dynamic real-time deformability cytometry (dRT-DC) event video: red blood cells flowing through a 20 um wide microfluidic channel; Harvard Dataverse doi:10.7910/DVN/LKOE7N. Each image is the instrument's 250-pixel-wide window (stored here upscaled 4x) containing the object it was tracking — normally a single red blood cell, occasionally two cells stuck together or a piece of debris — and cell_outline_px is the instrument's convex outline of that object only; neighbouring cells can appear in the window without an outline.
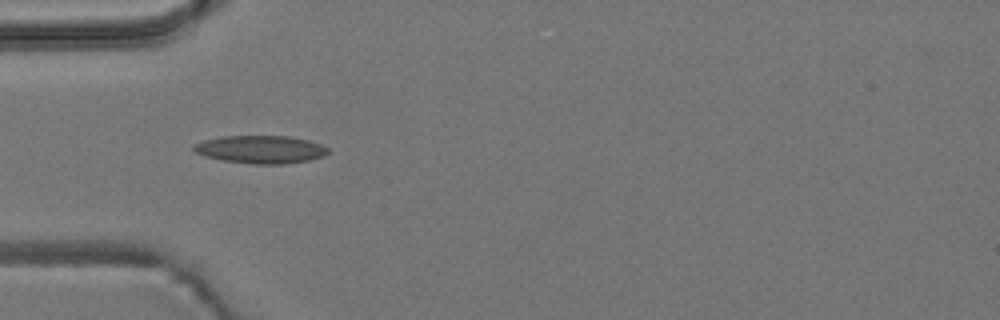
{"species": "common noctule bat (a hibernating species)", "species_latin": "Nyctalus noctula", "temperature_condition": "room temperature", "stored_images_in_passage": 3, "camera_frame_rate_fps": 3000, "um_per_image_px": 0.085, "animal": {"sex": "male", "body_mass_g": 19.2, "forearm_length_mm": 51.8}, "frame": {"image": 1, "passage_image": 2, "time_ms": 0.333, "image_size_px": [1000, 320], "cell_outline_px": [[328, 152], [324, 156], [308, 160], [288, 164], [252, 164], [224, 160], [204, 156], [196, 152], [192, 148], [192, 144], [204, 140], [220, 136], [288, 136], [308, 140], [320, 144], [328, 148]], "centroid_in_image_um": [22.14, 12.7], "position_along_channel_um": 62.9, "area_um2": 21.85}}
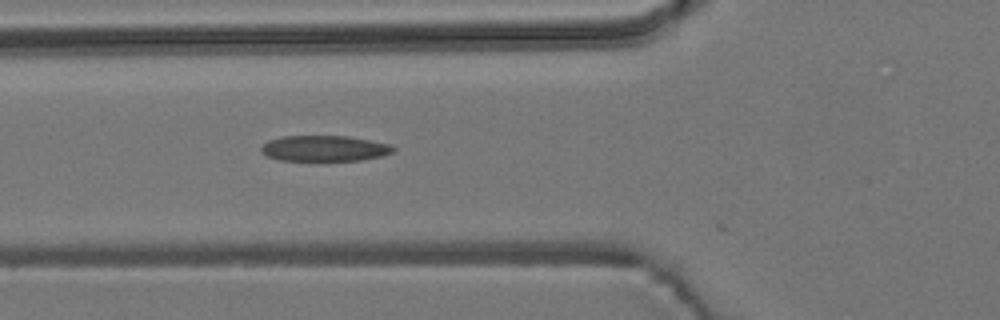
{"frame": {"image": 2, "passage_image": 3, "time_ms": 0.667, "image_size_px": [1000, 320], "cell_outline_px": [[396, 148], [392, 152], [380, 156], [360, 160], [280, 160], [268, 156], [260, 152], [260, 148], [268, 140], [280, 136], [348, 136], [388, 144]], "centroid_in_image_um": [27.52, 12.6], "position_along_channel_um": 98.3, "area_um2": 19.59}}